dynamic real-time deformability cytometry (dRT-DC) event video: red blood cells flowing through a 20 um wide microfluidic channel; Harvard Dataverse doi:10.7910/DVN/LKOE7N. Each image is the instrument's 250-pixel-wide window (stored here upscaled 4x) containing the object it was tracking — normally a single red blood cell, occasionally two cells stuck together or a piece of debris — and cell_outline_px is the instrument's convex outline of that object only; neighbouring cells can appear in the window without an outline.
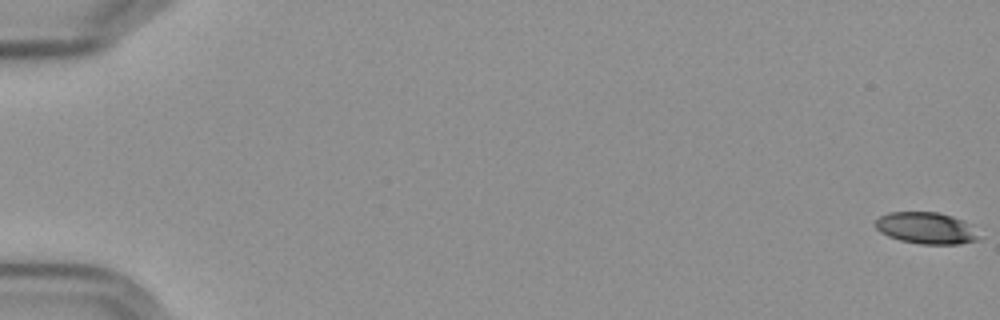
{"species": "Egyptian fruit bat (a non-hibernating species)", "species_latin": "Rousettus aegyptiacus", "temperature_condition": "cold", "stored_images_in_passage": 60, "camera_frame_rate_fps": 3000, "um_per_image_px": 0.085, "frame": {"image": 1, "passage_image": 1, "time_ms": 0.0, "image_size_px": [1000, 320], "cell_outline_px": [[984, 236], [976, 240], [960, 244], [920, 244], [900, 240], [888, 236], [880, 232], [872, 224], [880, 216], [888, 212], [936, 212], [952, 216], [964, 220]], "centroid_in_image_um": [78.75, 19.39], "position_along_channel_um": 6.3, "area_um2": 19.36}}
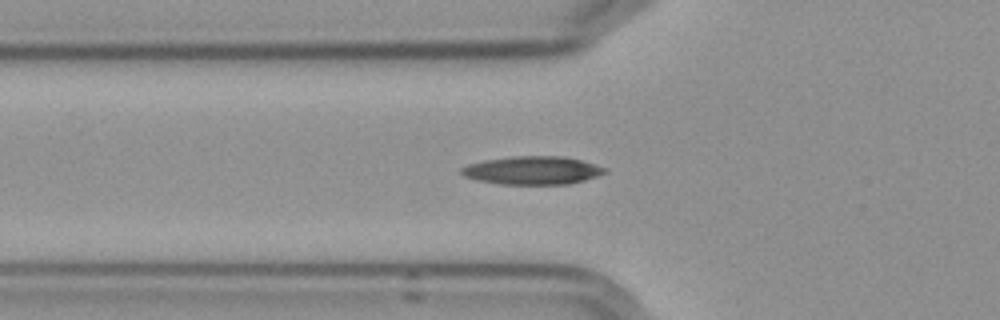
{"frame": {"image": 2, "passage_image": 22, "time_ms": 7.0, "image_size_px": [1000, 320], "cell_outline_px": [[608, 172], [584, 180], [568, 184], [500, 184], [476, 180], [464, 176], [460, 172], [460, 168], [468, 164], [484, 160], [512, 156], [564, 156], [580, 160], [608, 168]], "centroid_in_image_um": [45.25, 14.48], "position_along_channel_um": 80.6, "area_um2": 23.64}}
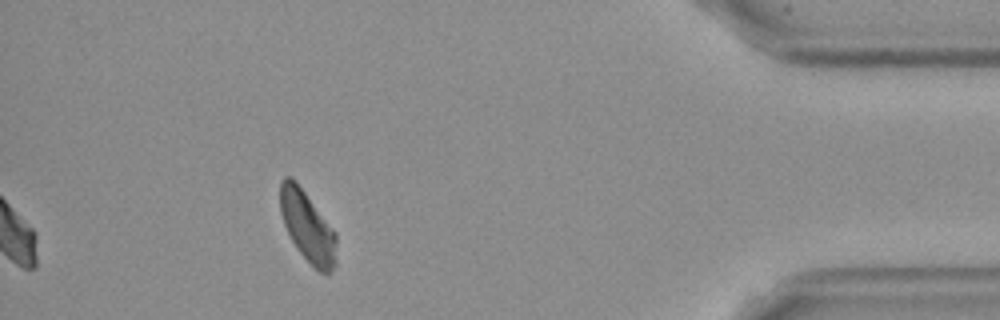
{"frame": {"image": 3, "passage_image": 60, "time_ms": 19.667, "image_size_px": [1000, 320], "cell_outline_px": [[336, 264], [332, 272], [320, 272], [296, 248], [284, 224], [280, 212], [280, 180], [284, 176], [288, 176], [296, 180], [336, 232]], "centroid_in_image_um": [26.14, 19.22], "position_along_channel_um": 409.1, "area_um2": 23.12}, "authors_computed_cell_mechanics": {"area_um2": 21.5016, "velocity_mm_per_s": 3.6044, "shape_relaxation_time_tau1_ms": 4.68, "shape_relaxation_time_tau2_ms": null, "deformation_change_tau1": 0.1199, "deformation_change_tau2": null}}